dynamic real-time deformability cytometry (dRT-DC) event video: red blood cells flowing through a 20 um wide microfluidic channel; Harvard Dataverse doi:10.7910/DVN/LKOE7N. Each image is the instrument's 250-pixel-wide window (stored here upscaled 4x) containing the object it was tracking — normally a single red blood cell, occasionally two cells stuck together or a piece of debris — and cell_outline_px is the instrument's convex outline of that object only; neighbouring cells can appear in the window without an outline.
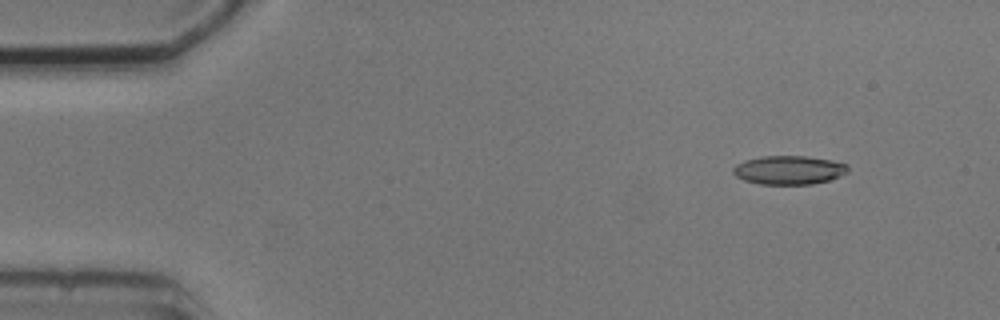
{"species": "common noctule bat (a hibernating species)", "species_latin": "Nyctalus noctula", "temperature_condition": "cold", "stored_images_in_passage": 5, "camera_frame_rate_fps": 3000, "um_per_image_px": 0.085, "animal": {"sex": "male", "body_mass_g": 20.5, "forearm_length_mm": 52.5}, "frame": {"image": 1, "passage_image": 2, "time_ms": 1.333, "image_size_px": [1000, 320], "cell_outline_px": [[848, 172], [840, 176], [828, 180], [812, 184], [760, 184], [744, 180], [736, 176], [732, 172], [732, 168], [736, 164], [744, 160], [760, 156], [808, 156], [832, 160], [848, 164]], "centroid_in_image_um": [67.05, 14.44], "position_along_channel_um": 18.0, "area_um2": 19.36}}
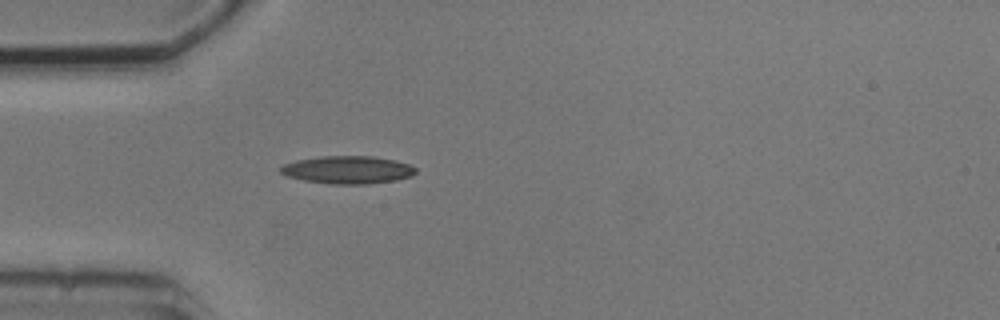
{"frame": {"image": 2, "passage_image": 5, "time_ms": 4.667, "image_size_px": [1000, 320], "cell_outline_px": [[416, 172], [412, 176], [396, 180], [368, 184], [328, 184], [304, 180], [288, 176], [280, 172], [280, 168], [284, 164], [296, 160], [320, 156], [372, 156], [396, 160], [408, 164], [416, 168]], "centroid_in_image_um": [29.57, 14.43], "position_along_channel_um": 55.4, "area_um2": 21.91}}